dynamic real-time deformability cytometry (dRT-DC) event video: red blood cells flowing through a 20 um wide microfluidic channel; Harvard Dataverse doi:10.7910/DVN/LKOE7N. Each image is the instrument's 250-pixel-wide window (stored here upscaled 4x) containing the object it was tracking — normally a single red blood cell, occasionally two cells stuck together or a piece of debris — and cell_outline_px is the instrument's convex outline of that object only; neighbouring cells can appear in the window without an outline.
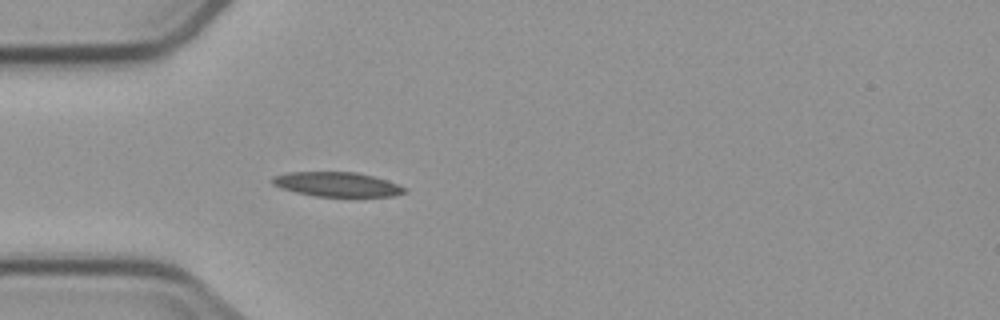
{"species": "common noctule bat (a hibernating species)", "species_latin": "Nyctalus noctula", "temperature_condition": "cold", "stored_images_in_passage": 2, "camera_frame_rate_fps": 3000, "um_per_image_px": 0.085, "animal": {"sex": "male", "body_mass_g": 23.1, "forearm_length_mm": 52.7}, "frame": {"image": 1, "passage_image": 2, "time_ms": 2.0, "image_size_px": [1000, 320], "cell_outline_px": [[404, 192], [392, 196], [316, 196], [296, 192], [280, 188], [272, 184], [268, 180], [272, 176], [288, 172], [356, 172], [388, 180], [404, 188]], "centroid_in_image_um": [28.54, 15.66], "position_along_channel_um": 56.5, "area_um2": 18.73}}